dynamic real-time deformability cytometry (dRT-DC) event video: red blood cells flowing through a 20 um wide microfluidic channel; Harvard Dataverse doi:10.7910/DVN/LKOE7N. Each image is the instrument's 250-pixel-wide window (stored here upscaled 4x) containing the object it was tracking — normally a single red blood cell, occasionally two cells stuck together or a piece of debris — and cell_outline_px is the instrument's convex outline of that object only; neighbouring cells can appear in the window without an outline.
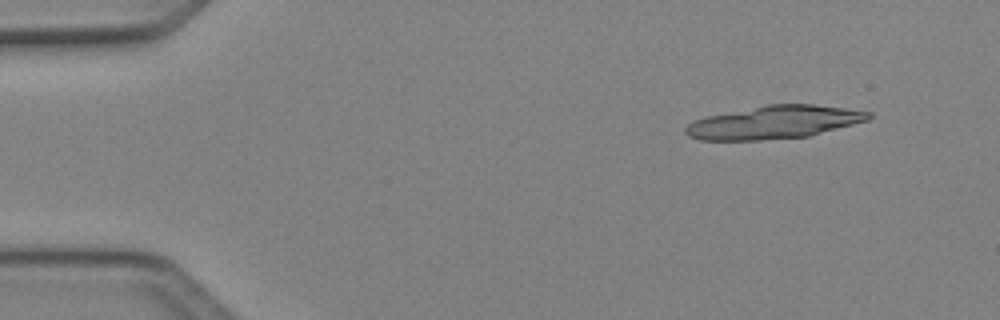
{"species": "Egyptian fruit bat (a non-hibernating species)", "species_latin": "Rousettus aegyptiacus", "temperature_condition": "cold", "stored_images_in_passage": 6, "segment_of_instrument_passage": [1, 2], "camera_frame_rate_fps": 3000, "um_per_image_px": 0.085, "animal": {"sex": "female"}, "frame": {"image": 1, "passage_image": 1, "time_ms": 0.0, "image_size_px": [1000, 320], "cell_outline_px": [[872, 116], [868, 120], [808, 136], [760, 140], [700, 140], [688, 136], [684, 132], [684, 128], [688, 124], [696, 120], [708, 116], [768, 104], [812, 104], [844, 108], [872, 112]], "centroid_in_image_um": [65.79, 10.39], "position_along_channel_um": 19.2, "area_um2": 34.85}}